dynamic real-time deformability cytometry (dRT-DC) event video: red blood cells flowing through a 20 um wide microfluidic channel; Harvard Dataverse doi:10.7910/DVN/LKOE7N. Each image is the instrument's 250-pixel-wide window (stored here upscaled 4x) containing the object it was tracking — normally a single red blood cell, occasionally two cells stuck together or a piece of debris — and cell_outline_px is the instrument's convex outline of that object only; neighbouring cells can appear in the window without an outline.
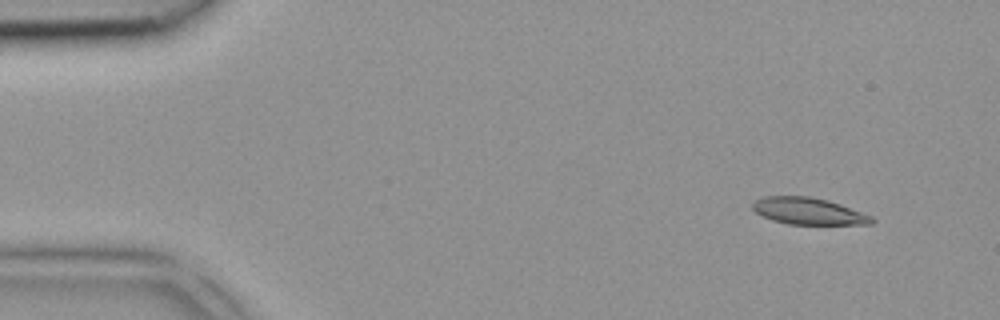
{"species": "common noctule bat (a hibernating species)", "species_latin": "Nyctalus noctula", "temperature_condition": "room temperature", "stored_images_in_passage": 4, "camera_frame_rate_fps": 3000, "um_per_image_px": 0.085, "animal": {"sex": "female", "body_mass_g": 18.4}, "frame": {"image": 1, "passage_image": 1, "time_ms": 0.0, "image_size_px": [1000, 320], "cell_outline_px": [[876, 220], [872, 224], [788, 224], [772, 220], [756, 212], [752, 208], [752, 204], [756, 200], [764, 196], [808, 196], [828, 200], [840, 204], [872, 216]], "centroid_in_image_um": [68.73, 17.94], "position_along_channel_um": 16.3, "area_um2": 18.5}}
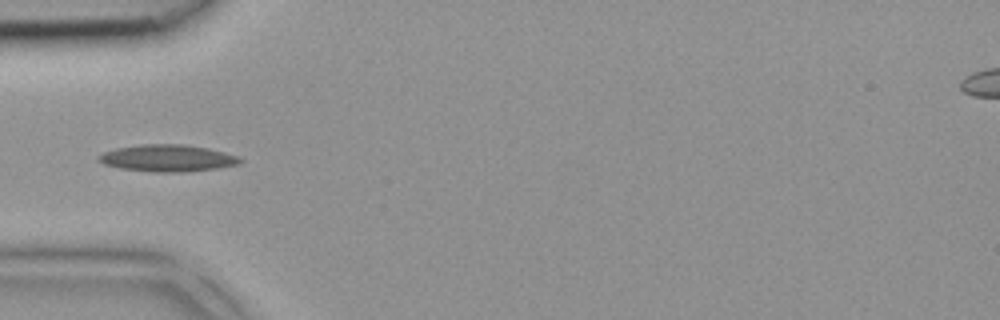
{"frame": {"image": 2, "passage_image": 3, "time_ms": 0.667, "image_size_px": [1000, 320], "cell_outline_px": [[244, 160], [240, 164], [216, 168], [180, 172], [156, 172], [120, 168], [104, 164], [96, 160], [96, 156], [104, 152], [116, 148], [140, 144], [184, 144], [208, 148], [240, 156]], "centroid_in_image_um": [14.24, 13.43], "position_along_channel_um": 70.8, "area_um2": 22.25}}